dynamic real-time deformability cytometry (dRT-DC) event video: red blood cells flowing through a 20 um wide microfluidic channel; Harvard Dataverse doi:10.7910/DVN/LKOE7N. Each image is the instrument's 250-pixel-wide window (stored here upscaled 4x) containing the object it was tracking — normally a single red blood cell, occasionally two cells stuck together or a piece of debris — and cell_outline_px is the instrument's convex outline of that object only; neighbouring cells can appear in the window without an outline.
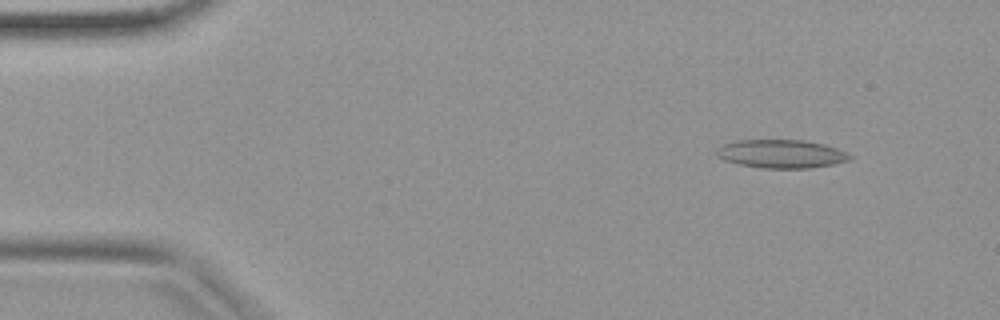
{"species": "common noctule bat (a hibernating species)", "species_latin": "Nyctalus noctula", "temperature_condition": "warm", "stored_images_in_passage": 40, "camera_frame_rate_fps": 3000, "um_per_image_px": 0.085, "animal": {"sex": "female", "body_mass_g": 19.9}, "frame": {"image": 1, "passage_image": 4, "time_ms": 1.0, "image_size_px": [1000, 320], "cell_outline_px": [[856, 156], [848, 160], [832, 164], [808, 168], [764, 168], [740, 164], [724, 160], [716, 156], [716, 148], [732, 140], [804, 140], [824, 144], [836, 148]], "centroid_in_image_um": [66.39, 13.07], "position_along_channel_um": 18.6, "area_um2": 22.08}}
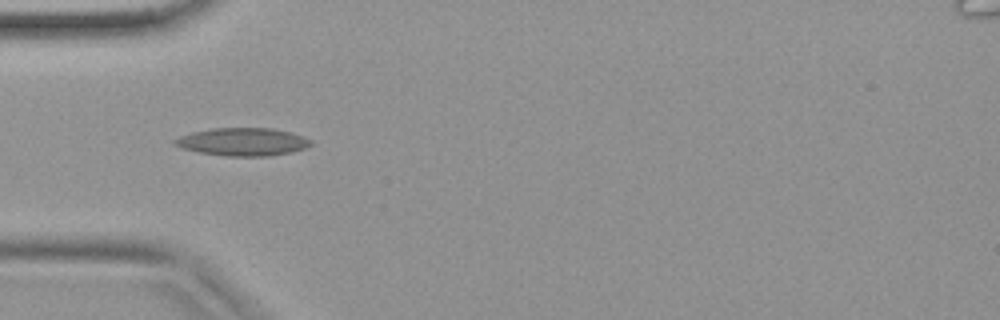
{"frame": {"image": 2, "passage_image": 12, "time_ms": 3.667, "image_size_px": [1000, 320], "cell_outline_px": [[312, 144], [304, 148], [292, 152], [268, 156], [224, 156], [200, 152], [180, 148], [172, 144], [172, 140], [180, 136], [192, 132], [208, 128], [272, 128], [292, 132], [304, 136], [312, 140]], "centroid_in_image_um": [20.61, 12.05], "position_along_channel_um": 64.4, "area_um2": 22.37}}
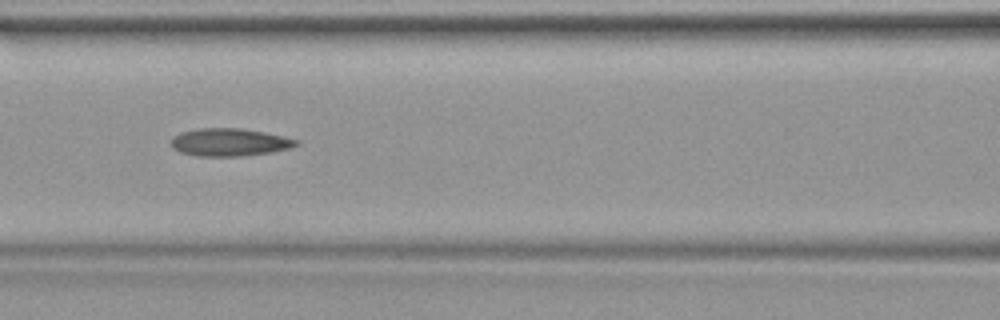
{"frame": {"image": 3, "passage_image": 17, "time_ms": 5.333, "image_size_px": [1000, 320], "cell_outline_px": [[300, 144], [292, 148], [272, 152], [244, 156], [196, 156], [180, 152], [172, 148], [172, 136], [180, 132], [196, 128], [240, 128], [264, 132], [284, 136], [300, 140]], "centroid_in_image_um": [19.53, 12.09], "position_along_channel_um": 147.1, "area_um2": 20.52}}